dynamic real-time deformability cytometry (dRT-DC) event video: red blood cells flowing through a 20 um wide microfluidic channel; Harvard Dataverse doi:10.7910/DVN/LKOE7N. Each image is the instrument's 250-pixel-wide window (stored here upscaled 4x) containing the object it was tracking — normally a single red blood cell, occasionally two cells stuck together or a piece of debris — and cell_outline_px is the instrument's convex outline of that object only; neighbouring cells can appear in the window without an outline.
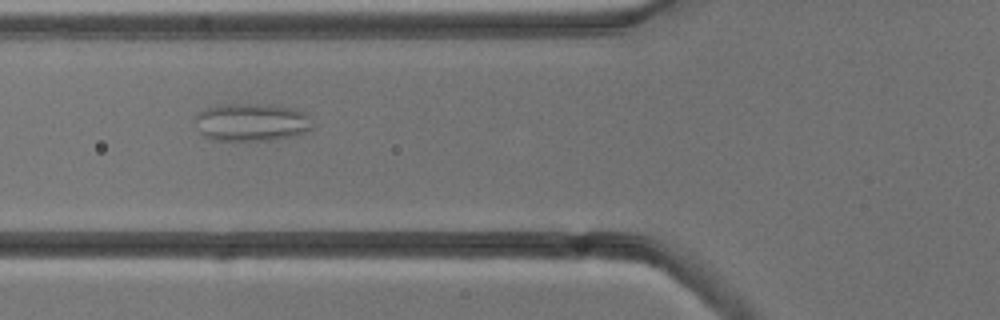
{"species": "common noctule bat (a hibernating species)", "species_latin": "Nyctalus noctula", "temperature_condition": "cold", "stored_images_in_passage": 7, "camera_frame_rate_fps": 3000, "um_per_image_px": 0.085, "animal": {"sex": "male", "body_mass_g": 13.3}, "frame": {"image": 1, "passage_image": 5, "time_ms": 5.667, "image_size_px": [1000, 320], "cell_outline_px": [[312, 128], [308, 132], [292, 136], [268, 140], [212, 140], [204, 136], [200, 132], [196, 120], [196, 116], [200, 112], [208, 108], [220, 104], [260, 104], [292, 108], [304, 112], [308, 116]], "centroid_in_image_um": [21.39, 10.39], "position_along_channel_um": 104.4, "area_um2": 25.55}}
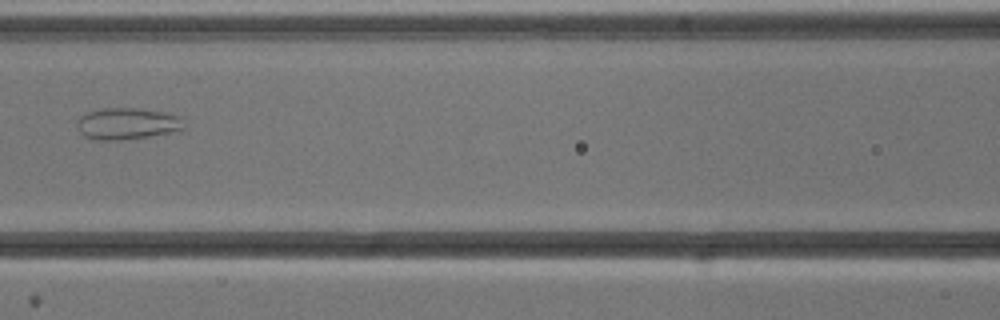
{"frame": {"image": 2, "passage_image": 6, "time_ms": 7.0, "image_size_px": [1000, 320], "cell_outline_px": [[184, 128], [180, 132], [116, 140], [100, 140], [84, 136], [80, 132], [76, 124], [76, 120], [84, 112], [104, 108], [140, 108], [164, 112], [180, 116]], "centroid_in_image_um": [10.8, 10.5], "position_along_channel_um": 155.8, "area_um2": 19.88}}
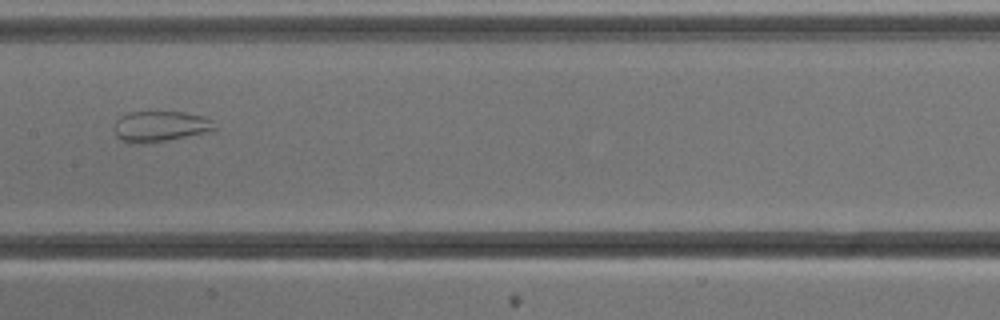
{"frame": {"image": 3, "passage_image": 7, "time_ms": 8.0, "image_size_px": [1000, 320], "cell_outline_px": [[216, 128], [204, 132], [168, 140], [140, 144], [128, 144], [120, 140], [116, 136], [112, 128], [116, 120], [120, 116], [128, 112], [184, 112], [204, 116], [212, 120]], "centroid_in_image_um": [13.53, 10.74], "position_along_channel_um": 193.9, "area_um2": 18.09}}